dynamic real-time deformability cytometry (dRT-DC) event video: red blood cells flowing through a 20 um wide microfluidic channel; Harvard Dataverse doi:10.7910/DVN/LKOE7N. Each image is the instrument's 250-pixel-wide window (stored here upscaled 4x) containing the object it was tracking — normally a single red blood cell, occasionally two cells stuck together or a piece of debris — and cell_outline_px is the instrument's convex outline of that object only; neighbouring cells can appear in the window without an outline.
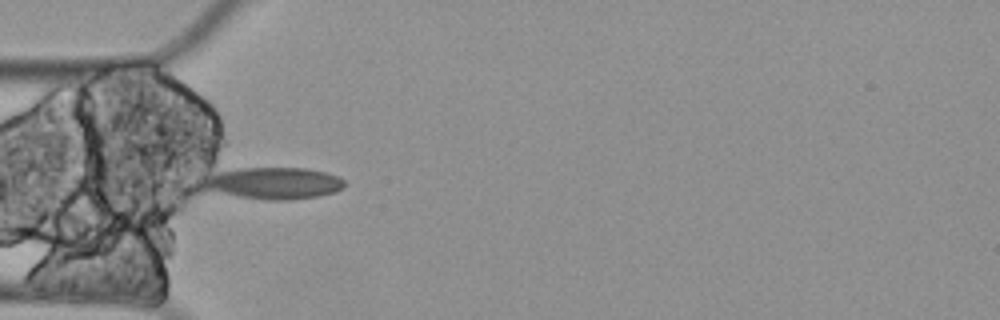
{"species": "Egyptian fruit bat (a non-hibernating species)", "species_latin": "Rousettus aegyptiacus", "temperature_condition": "cold", "stored_images_in_passage": 5, "camera_frame_rate_fps": 3000, "um_per_image_px": 0.085, "animal": {"sex": "female"}, "frame": {"image": 1, "passage_image": 5, "time_ms": 1.333, "image_size_px": [1000, 320], "cell_outline_px": [[344, 184], [336, 192], [316, 196], [288, 200], [264, 200], [240, 196], [204, 188], [204, 184], [212, 176], [220, 172], [240, 168], [304, 168], [324, 172], [336, 176], [344, 180]], "centroid_in_image_um": [23.35, 15.57], "position_along_channel_um": 61.6, "area_um2": 25.26}}